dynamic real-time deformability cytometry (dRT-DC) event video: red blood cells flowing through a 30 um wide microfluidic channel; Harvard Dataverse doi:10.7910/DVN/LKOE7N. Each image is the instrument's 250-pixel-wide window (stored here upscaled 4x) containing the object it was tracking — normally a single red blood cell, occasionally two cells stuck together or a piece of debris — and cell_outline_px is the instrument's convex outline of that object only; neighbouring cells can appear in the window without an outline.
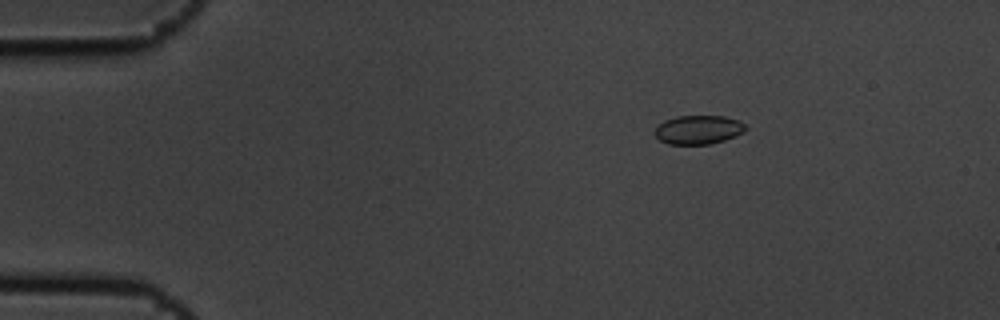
{"species": "common noctule bat (a hibernating species)", "species_latin": "Nyctalus noctula", "temperature_condition": "cold", "stored_images_in_passage": 5, "camera_frame_rate_fps": 3000, "um_per_image_px": 0.085, "animal": {"sex": "male", "body_mass_g": 19.5, "forearm_length_mm": 54.6}, "frame": {"image": 1, "passage_image": 2, "time_ms": 0.333, "image_size_px": [1000, 320], "cell_outline_px": [[748, 128], [744, 132], [736, 136], [724, 140], [708, 144], [668, 144], [660, 140], [656, 136], [656, 128], [664, 120], [676, 116], [724, 116], [736, 120], [744, 124]], "centroid_in_image_um": [59.38, 11.02], "position_along_channel_um": 25.6, "area_um2": 15.14}}
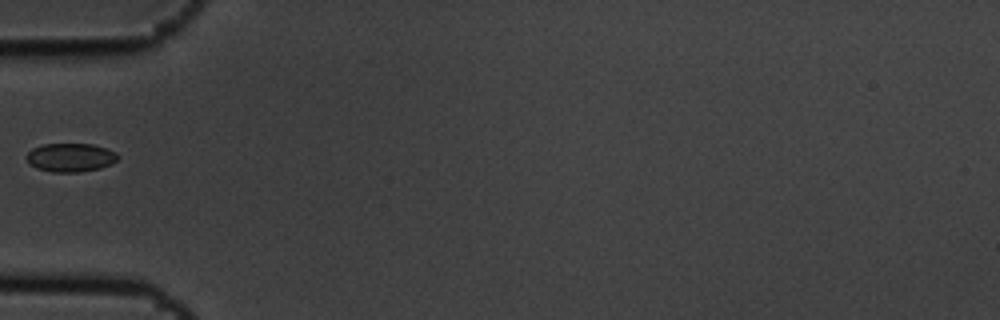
{"frame": {"image": 2, "passage_image": 5, "time_ms": 1.333, "image_size_px": [1000, 320], "cell_outline_px": [[120, 156], [112, 164], [100, 168], [76, 172], [52, 172], [36, 168], [28, 164], [24, 156], [32, 148], [44, 144], [92, 144], [116, 152]], "centroid_in_image_um": [5.95, 13.39], "position_along_channel_um": 79.0, "area_um2": 15.32}}